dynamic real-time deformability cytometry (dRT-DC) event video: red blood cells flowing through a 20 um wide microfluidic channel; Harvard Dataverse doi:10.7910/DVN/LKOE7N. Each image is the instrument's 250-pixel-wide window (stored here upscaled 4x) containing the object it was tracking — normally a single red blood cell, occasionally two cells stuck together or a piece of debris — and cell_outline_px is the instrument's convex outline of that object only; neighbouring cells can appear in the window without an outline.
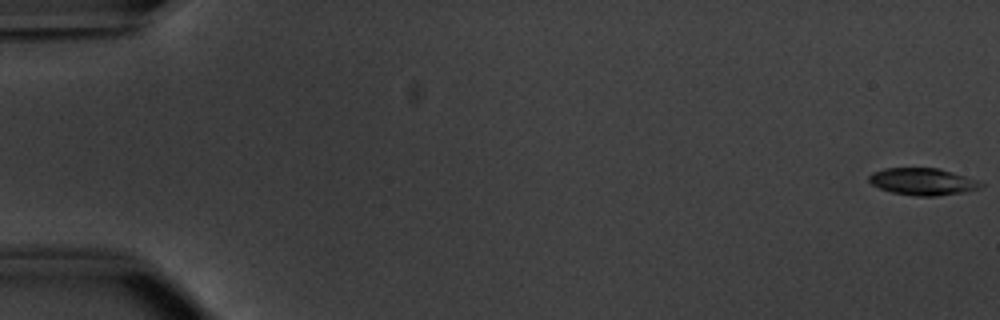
{"species": "common noctule bat (a hibernating species)", "species_latin": "Nyctalus noctula", "temperature_condition": "warm", "stored_images_in_passage": 55, "camera_frame_rate_fps": 3000, "um_per_image_px": 0.085, "animal": {"sex": "male", "body_mass_g": 20.1, "forearm_length_mm": 53.5}, "frame": {"image": 1, "passage_image": 1, "time_ms": 0.0, "image_size_px": [1000, 320], "cell_outline_px": [[984, 184], [980, 188], [964, 192], [936, 196], [916, 196], [892, 192], [880, 188], [872, 184], [868, 180], [868, 176], [872, 172], [884, 168], [940, 168], [976, 180]], "centroid_in_image_um": [78.4, 15.43], "position_along_channel_um": 6.6, "area_um2": 17.51}}
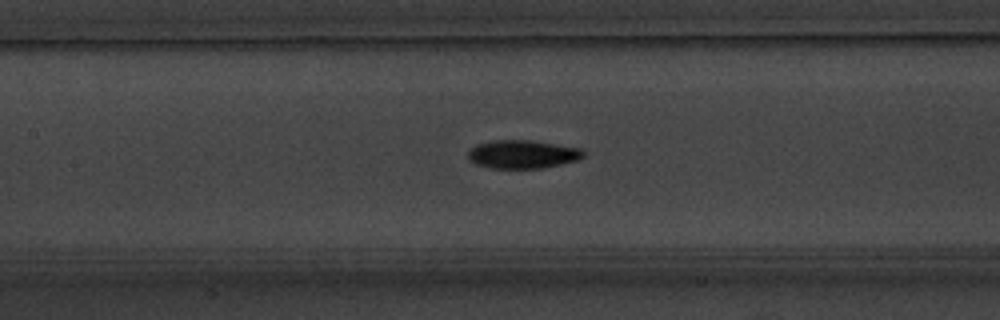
{"frame": {"image": 2, "passage_image": 26, "time_ms": 8.333, "image_size_px": [1000, 320], "cell_outline_px": [[584, 156], [576, 160], [560, 164], [540, 168], [488, 168], [476, 164], [468, 160], [468, 152], [476, 144], [492, 140], [532, 140], [580, 148], [584, 152]], "centroid_in_image_um": [44.37, 13.1], "position_along_channel_um": 163.0, "area_um2": 19.02}}
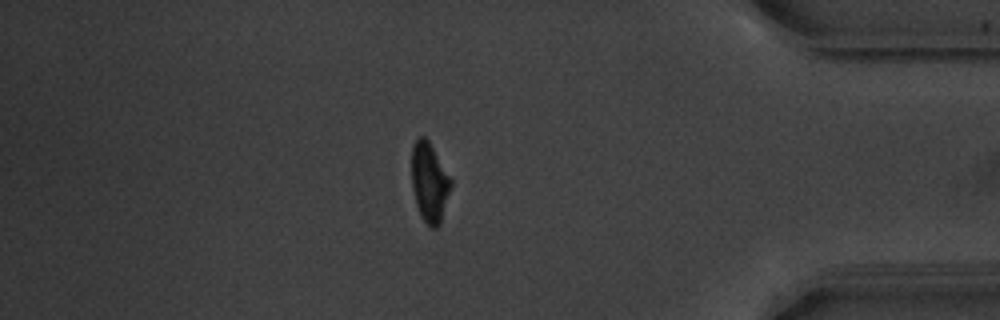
{"frame": {"image": 3, "passage_image": 47, "time_ms": 15.333, "image_size_px": [1000, 320], "cell_outline_px": [[452, 184], [440, 224], [436, 228], [432, 228], [424, 220], [416, 204], [412, 188], [412, 144], [420, 136], [424, 136], [428, 140], [452, 180]], "centroid_in_image_um": [36.5, 15.48], "position_along_channel_um": 398.7, "area_um2": 17.92}, "authors_computed_cell_mechanics": {"area_um2": 18.3804, "velocity_mm_per_s": 3.8001, "shape_relaxation_time_tau1_ms": 2.3013, "shape_relaxation_time_tau2_ms": 7.3917, "deformation_change_tau1": 0.1453, "deformation_change_tau2": 0.1229}}